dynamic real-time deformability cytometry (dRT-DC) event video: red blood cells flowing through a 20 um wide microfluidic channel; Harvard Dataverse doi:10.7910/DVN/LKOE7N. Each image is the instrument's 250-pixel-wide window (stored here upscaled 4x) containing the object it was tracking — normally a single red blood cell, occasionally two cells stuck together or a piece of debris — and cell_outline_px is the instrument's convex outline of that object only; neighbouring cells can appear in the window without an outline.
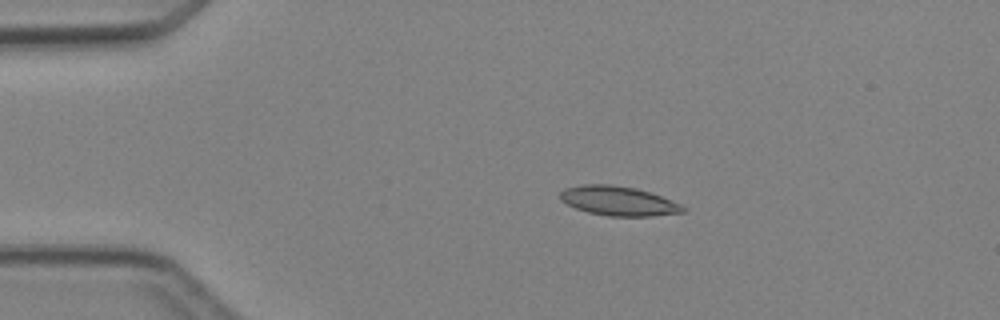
{"species": "Egyptian fruit bat (a non-hibernating species)", "species_latin": "Rousettus aegyptiacus", "temperature_condition": "cold", "stored_images_in_passage": 4, "camera_frame_rate_fps": 3000, "um_per_image_px": 0.085, "animal": {"sex": "female"}, "frame": {"image": 1, "passage_image": 3, "time_ms": 2.333, "image_size_px": [1000, 320], "cell_outline_px": [[684, 212], [652, 216], [608, 216], [588, 212], [576, 208], [560, 200], [560, 192], [564, 188], [584, 184], [612, 184], [636, 188], [660, 196], [680, 204], [684, 208]], "centroid_in_image_um": [52.52, 17.07], "position_along_channel_um": 32.5, "area_um2": 20.87}}